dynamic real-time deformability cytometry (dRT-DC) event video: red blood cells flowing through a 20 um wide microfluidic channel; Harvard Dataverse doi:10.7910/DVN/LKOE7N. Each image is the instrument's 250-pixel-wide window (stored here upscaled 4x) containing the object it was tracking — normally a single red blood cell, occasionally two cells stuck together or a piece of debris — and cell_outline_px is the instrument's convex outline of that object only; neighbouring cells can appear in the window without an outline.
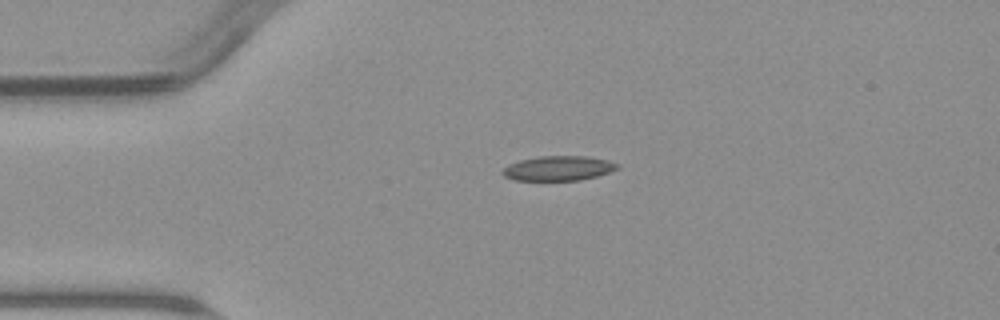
{"species": "common noctule bat (a hibernating species)", "species_latin": "Nyctalus noctula", "temperature_condition": "warm", "stored_images_in_passage": 2, "camera_frame_rate_fps": 3000, "um_per_image_px": 0.085, "animal": {"sex": "male", "body_mass_g": 23.1, "forearm_length_mm": 52.7}, "frame": {"image": 1, "passage_image": 1, "time_ms": 0.0, "image_size_px": [1000, 320], "cell_outline_px": [[620, 168], [596, 176], [580, 180], [512, 180], [504, 176], [500, 172], [508, 164], [520, 160], [540, 156], [588, 156], [608, 160], [620, 164]], "centroid_in_image_um": [47.46, 14.3], "position_along_channel_um": 37.5, "area_um2": 16.59}}